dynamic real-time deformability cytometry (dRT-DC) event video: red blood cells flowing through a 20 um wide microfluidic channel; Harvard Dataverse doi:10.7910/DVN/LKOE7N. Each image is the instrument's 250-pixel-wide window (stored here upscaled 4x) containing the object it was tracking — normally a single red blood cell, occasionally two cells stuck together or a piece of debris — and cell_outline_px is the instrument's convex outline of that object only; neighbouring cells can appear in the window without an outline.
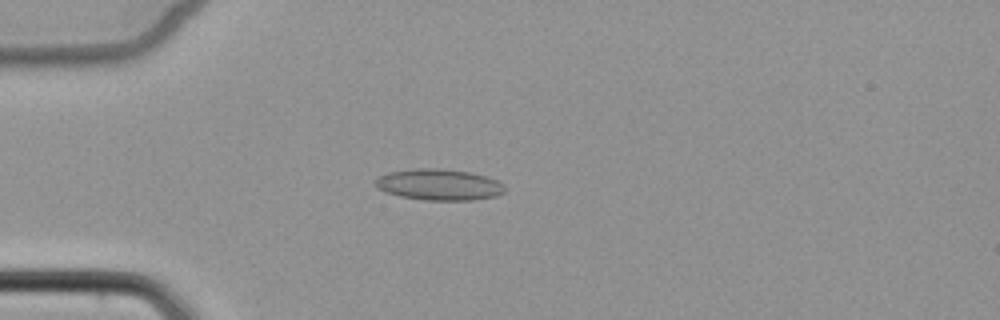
{"species": "common noctule bat (a hibernating species)", "species_latin": "Nyctalus noctula", "temperature_condition": "cold", "stored_images_in_passage": 5, "camera_frame_rate_fps": 3000, "um_per_image_px": 0.085, "animal": {"sex": "female", "body_mass_g": 22.7, "forearm_length_mm": 54.2}, "frame": {"image": 1, "passage_image": 4, "time_ms": 3.667, "image_size_px": [1000, 320], "cell_outline_px": [[504, 192], [496, 196], [472, 200], [424, 200], [400, 196], [376, 188], [376, 176], [388, 172], [420, 168], [440, 168], [468, 172], [488, 176], [504, 184]], "centroid_in_image_um": [37.32, 15.69], "position_along_channel_um": 47.7, "area_um2": 23.52}}